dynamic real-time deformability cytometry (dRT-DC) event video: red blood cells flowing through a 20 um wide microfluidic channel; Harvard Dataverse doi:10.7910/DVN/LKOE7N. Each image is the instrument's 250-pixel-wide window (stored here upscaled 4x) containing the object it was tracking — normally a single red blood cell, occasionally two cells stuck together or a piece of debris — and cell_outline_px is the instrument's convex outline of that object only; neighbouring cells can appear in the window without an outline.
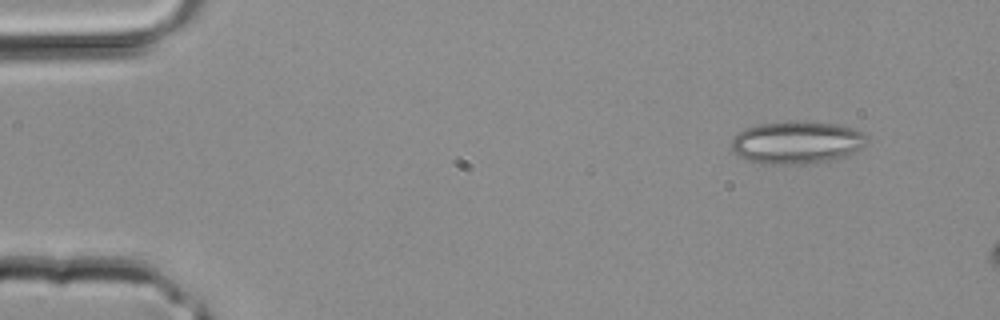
{"species": "common noctule bat (a hibernating species)", "species_latin": "Nyctalus noctula", "temperature_condition": "room temperature", "stored_images_in_passage": 3, "camera_frame_rate_fps": 3000, "um_per_image_px": 0.085, "animal": {"sex": "male", "body_mass_g": 20.4}, "frame": {"image": 1, "passage_image": 1, "time_ms": 0.0, "image_size_px": [1000, 320], "cell_outline_px": [[872, 140], [860, 148], [844, 156], [828, 160], [796, 164], [764, 164], [748, 160], [732, 152], [732, 136], [756, 124], [788, 120], [804, 120], [836, 124], [852, 128], [864, 132]], "centroid_in_image_um": [67.74, 12.07], "position_along_channel_um": 17.3, "area_um2": 33.93}}